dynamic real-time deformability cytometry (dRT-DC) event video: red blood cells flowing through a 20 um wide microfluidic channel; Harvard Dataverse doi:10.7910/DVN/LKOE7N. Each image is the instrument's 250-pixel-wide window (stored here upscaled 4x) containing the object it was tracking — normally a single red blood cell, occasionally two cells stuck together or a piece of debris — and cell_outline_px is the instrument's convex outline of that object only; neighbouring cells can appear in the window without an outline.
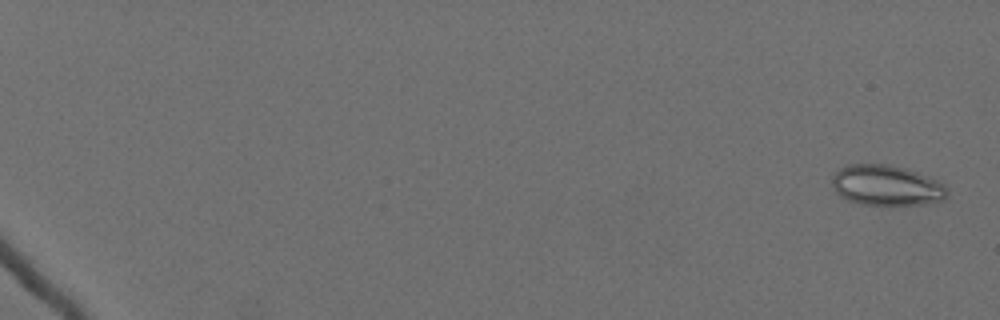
{"species": "Egyptian fruit bat (a non-hibernating species)", "species_latin": "Rousettus aegyptiacus", "temperature_condition": "cold", "stored_images_in_passage": 16, "camera_frame_rate_fps": 3000, "um_per_image_px": 0.085, "animal": {"sex": "female"}, "frame": {"image": 1, "passage_image": 3, "time_ms": 0.667, "image_size_px": [1000, 320], "cell_outline_px": [[948, 196], [944, 200], [924, 204], [860, 204], [848, 200], [840, 196], [836, 192], [832, 184], [832, 176], [840, 168], [848, 164], [892, 164], [916, 172], [936, 180], [944, 184], [948, 188]], "centroid_in_image_um": [75.36, 15.75], "position_along_channel_um": 9.6, "area_um2": 27.11}}